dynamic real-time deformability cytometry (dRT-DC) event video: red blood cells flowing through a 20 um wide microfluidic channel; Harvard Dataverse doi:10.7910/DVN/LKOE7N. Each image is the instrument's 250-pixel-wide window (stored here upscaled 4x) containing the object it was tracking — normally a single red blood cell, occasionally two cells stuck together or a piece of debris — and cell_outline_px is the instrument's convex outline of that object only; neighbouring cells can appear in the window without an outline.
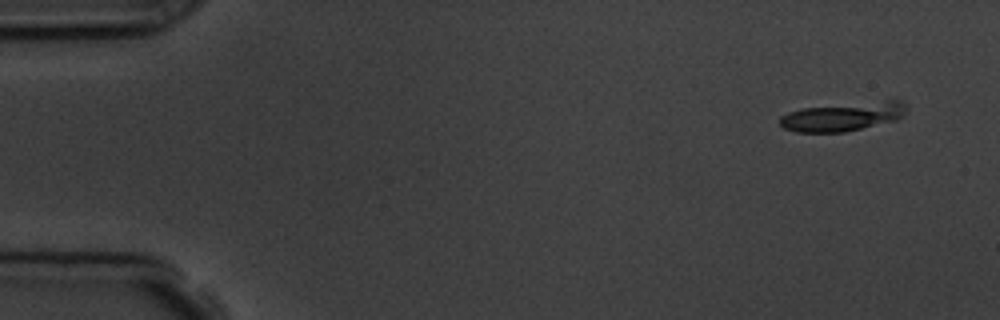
{"species": "common noctule bat (a hibernating species)", "species_latin": "Nyctalus noctula", "temperature_condition": "room temperature", "stored_images_in_passage": 7, "camera_frame_rate_fps": 3000, "um_per_image_px": 0.085, "animal": {"sex": "male", "body_mass_g": 19.5, "forearm_length_mm": 54.6}, "frame": {"image": 1, "passage_image": 2, "time_ms": 1.0, "image_size_px": [1000, 320], "cell_outline_px": [[904, 112], [896, 120], [844, 132], [796, 132], [784, 128], [780, 124], [780, 116], [788, 112], [800, 108], [896, 96], [904, 104]], "centroid_in_image_um": [71.69, 9.84], "position_along_channel_um": 13.3, "area_um2": 22.08}}
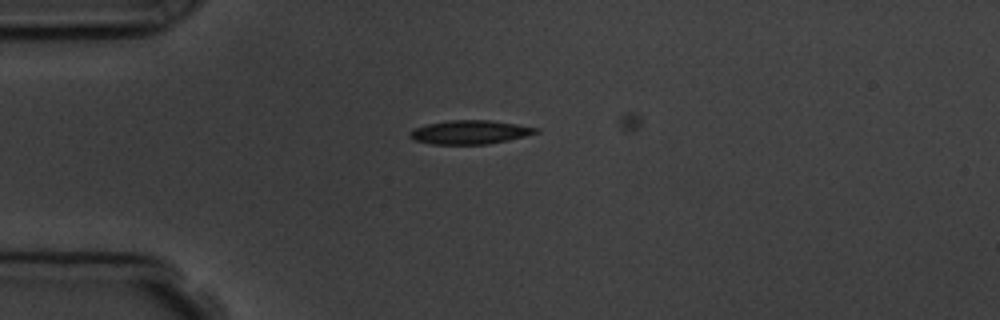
{"frame": {"image": 2, "passage_image": 5, "time_ms": 4.333, "image_size_px": [1000, 320], "cell_outline_px": [[540, 132], [508, 140], [488, 144], [432, 144], [412, 140], [408, 136], [416, 128], [428, 124], [448, 120], [488, 120], [516, 124], [540, 128]], "centroid_in_image_um": [39.96, 11.24], "position_along_channel_um": 45.0, "area_um2": 17.34}}
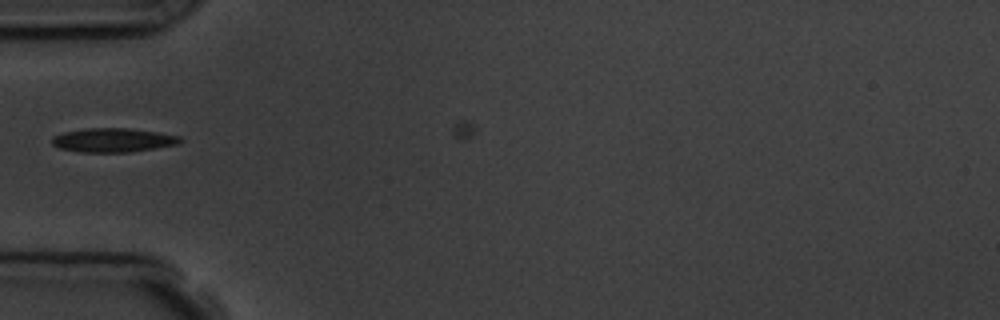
{"frame": {"image": 3, "passage_image": 6, "time_ms": 5.667, "image_size_px": [1000, 320], "cell_outline_px": [[184, 140], [180, 144], [132, 152], [80, 152], [60, 148], [52, 144], [52, 136], [64, 132], [88, 128], [128, 128], [156, 132], [180, 136]], "centroid_in_image_um": [9.64, 11.91], "position_along_channel_um": 75.4, "area_um2": 17.98}}